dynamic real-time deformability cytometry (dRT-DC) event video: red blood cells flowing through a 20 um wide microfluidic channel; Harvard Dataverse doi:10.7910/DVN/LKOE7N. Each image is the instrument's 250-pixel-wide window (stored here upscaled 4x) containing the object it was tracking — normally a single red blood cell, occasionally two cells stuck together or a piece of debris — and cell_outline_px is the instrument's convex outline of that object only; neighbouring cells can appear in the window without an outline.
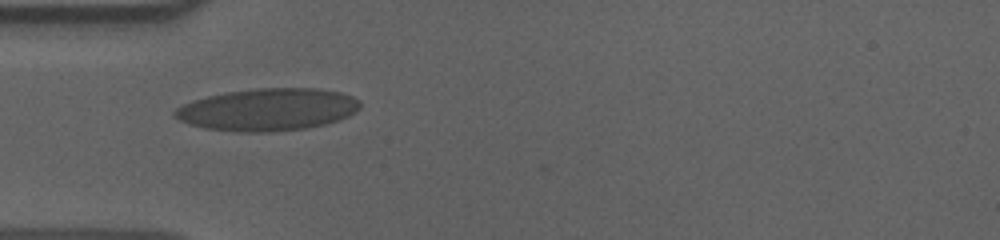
{"species": "human", "species_latin": "Homo sapiens", "temperature_condition": "cold", "stored_images_in_passage": 40, "camera_frame_rate_fps": 3000, "um_per_image_px": 0.085, "donor": {"sex": "male"}, "frame": {"image": 1, "passage_image": 1, "time_ms": 0.0, "image_size_px": [1000, 240], "cell_outline_px": [[360, 108], [356, 112], [348, 116], [324, 124], [304, 128], [268, 132], [236, 132], [204, 128], [188, 124], [172, 116], [172, 112], [176, 108], [192, 100], [208, 96], [228, 92], [256, 88], [316, 88], [340, 92], [352, 96], [360, 100]], "centroid_in_image_um": [22.73, 9.31], "position_along_channel_um": 62.3, "area_um2": 45.72}}
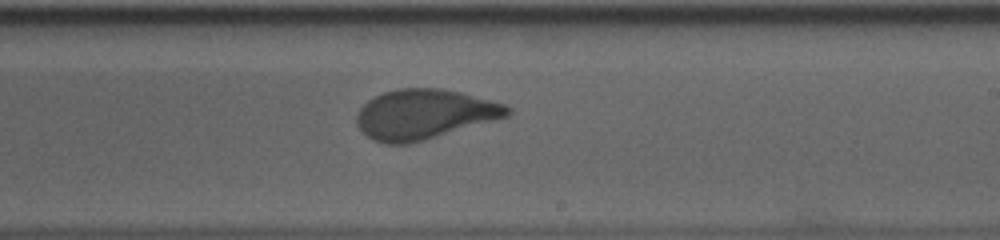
{"frame": {"image": 2, "passage_image": 17, "time_ms": 5.333, "image_size_px": [1000, 240], "cell_outline_px": [[512, 112], [508, 116], [424, 140], [408, 144], [384, 144], [372, 140], [356, 124], [356, 116], [360, 108], [368, 100], [384, 92], [400, 88], [440, 88], [460, 92], [504, 104], [512, 108]], "centroid_in_image_um": [36.05, 9.71], "position_along_channel_um": 253.0, "area_um2": 43.47}}
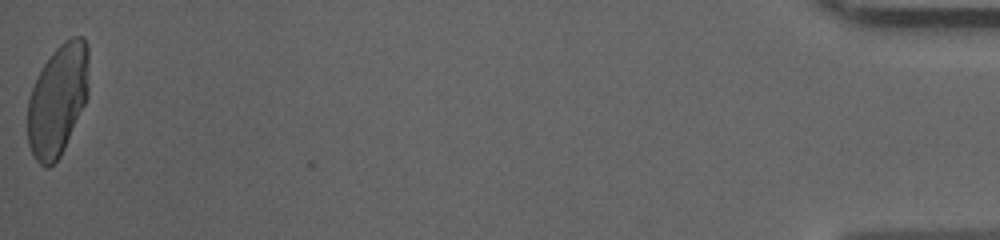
{"frame": {"image": 3, "passage_image": 40, "time_ms": 13.0, "image_size_px": [1000, 240], "cell_outline_px": [[88, 96], [64, 148], [60, 156], [48, 168], [44, 168], [36, 160], [28, 144], [28, 100], [32, 88], [44, 64], [52, 52], [64, 40], [72, 36], [84, 36], [88, 44]], "centroid_in_image_um": [4.92, 8.47], "position_along_channel_um": 430.3, "area_um2": 39.59}, "authors_computed_cell_mechanics": {"area_um2": 43.0899, "velocity_mm_per_s": 3.6063, "shape_relaxation_time_tau1_ms": 8.2013, "shape_relaxation_time_tau2_ms": null, "deformation_change_tau1": 0.2229, "deformation_change_tau2": null}}